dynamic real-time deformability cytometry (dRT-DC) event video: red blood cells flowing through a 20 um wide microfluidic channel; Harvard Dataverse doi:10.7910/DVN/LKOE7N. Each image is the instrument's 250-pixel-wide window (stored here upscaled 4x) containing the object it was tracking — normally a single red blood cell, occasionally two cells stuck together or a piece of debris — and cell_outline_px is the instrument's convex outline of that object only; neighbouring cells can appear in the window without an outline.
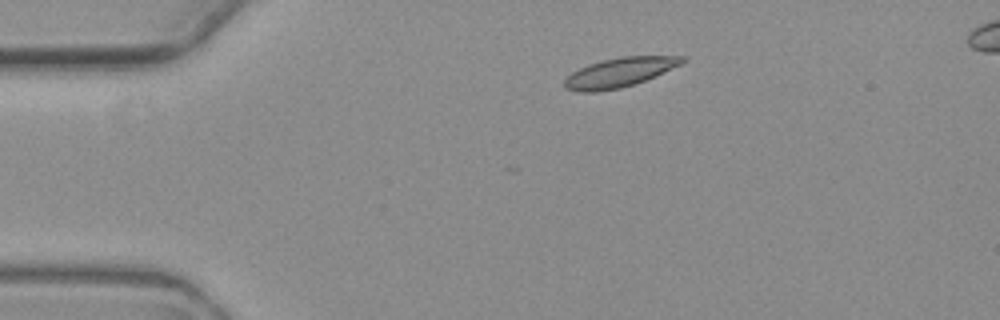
{"species": "common noctule bat (a hibernating species)", "species_latin": "Nyctalus noctula", "temperature_condition": "warm", "stored_images_in_passage": 6, "camera_frame_rate_fps": 3000, "um_per_image_px": 0.085, "animal": {"sex": "female", "body_mass_g": 19.3, "forearm_length_mm": 54.1}, "frame": {"image": 1, "passage_image": 3, "time_ms": 2.333, "image_size_px": [1000, 320], "cell_outline_px": [[688, 60], [656, 76], [620, 88], [596, 92], [576, 92], [564, 88], [564, 80], [572, 72], [588, 64], [620, 56], [684, 56]], "centroid_in_image_um": [52.63, 6.16], "position_along_channel_um": 32.4, "area_um2": 20.06}}
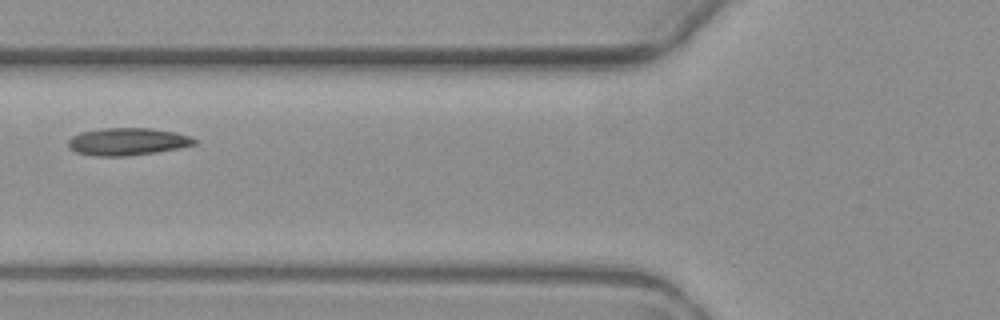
{"frame": {"image": 2, "passage_image": 6, "time_ms": 6.0, "image_size_px": [1000, 320], "cell_outline_px": [[196, 144], [180, 148], [156, 152], [124, 156], [96, 156], [76, 152], [68, 148], [68, 140], [72, 136], [80, 132], [100, 128], [152, 128], [176, 132], [188, 136], [196, 140]], "centroid_in_image_um": [10.81, 12.03], "position_along_channel_um": 115.0, "area_um2": 20.23}}